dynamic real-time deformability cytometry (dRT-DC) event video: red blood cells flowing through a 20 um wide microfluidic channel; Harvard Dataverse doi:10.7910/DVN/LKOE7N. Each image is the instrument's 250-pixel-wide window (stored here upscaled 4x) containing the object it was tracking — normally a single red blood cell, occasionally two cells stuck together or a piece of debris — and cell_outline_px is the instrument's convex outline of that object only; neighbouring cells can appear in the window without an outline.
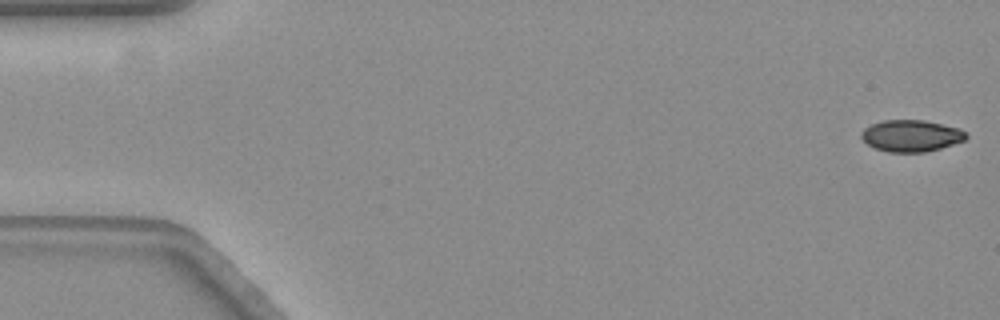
{"species": "common noctule bat (a hibernating species)", "species_latin": "Nyctalus noctula", "temperature_condition": "warm", "stored_images_in_passage": 58, "camera_frame_rate_fps": 3000, "um_per_image_px": 0.085, "animal": {"sex": "female", "body_mass_g": 19.3, "forearm_length_mm": 54.1}, "frame": {"image": 1, "passage_image": 1, "time_ms": 0.0, "image_size_px": [1000, 320], "cell_outline_px": [[968, 136], [964, 140], [940, 148], [924, 152], [888, 152], [876, 148], [868, 144], [860, 136], [860, 132], [864, 128], [872, 124], [884, 120], [924, 120], [956, 128], [964, 132]], "centroid_in_image_um": [77.4, 11.54], "position_along_channel_um": 7.6, "area_um2": 19.02}}
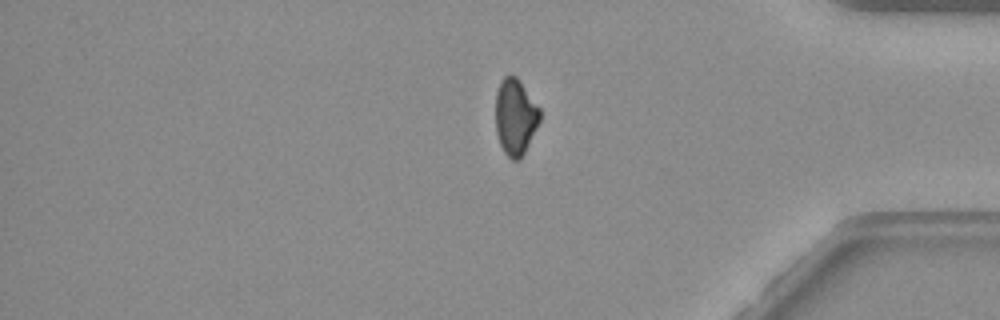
{"frame": {"image": 2, "passage_image": 48, "time_ms": 15.667, "image_size_px": [1000, 320], "cell_outline_px": [[540, 120], [520, 160], [512, 160], [504, 152], [500, 144], [496, 132], [496, 92], [500, 80], [504, 76], [512, 72], [520, 80], [540, 108]], "centroid_in_image_um": [43.79, 9.88], "position_along_channel_um": 391.4, "area_um2": 19.77}}
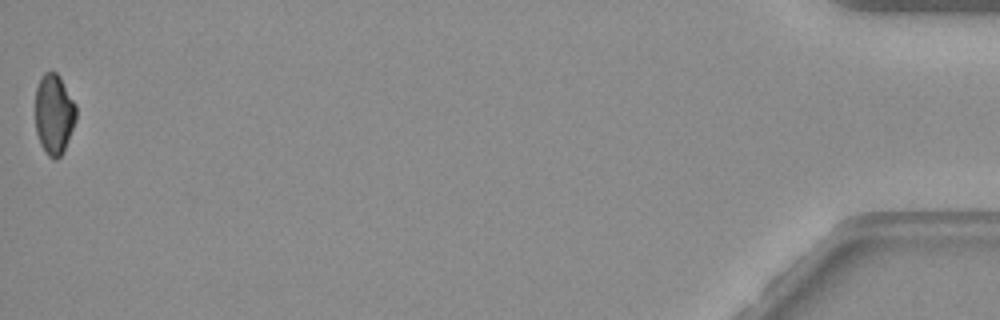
{"frame": {"image": 3, "passage_image": 58, "time_ms": 19.0, "image_size_px": [1000, 320], "cell_outline_px": [[76, 120], [64, 152], [56, 160], [48, 156], [40, 144], [36, 132], [36, 88], [40, 76], [44, 72], [56, 72], [60, 76], [76, 104]], "centroid_in_image_um": [4.6, 9.7], "position_along_channel_um": 430.6, "area_um2": 19.31}, "authors_computed_cell_mechanics": {"area_um2": 20.7502, "velocity_mm_per_s": 3.5319, "shape_relaxation_time_tau1_ms": 4.9017, "shape_relaxation_time_tau2_ms": 7.774, "deformation_change_tau1": 0.1302, "deformation_change_tau2": 0.0976}}